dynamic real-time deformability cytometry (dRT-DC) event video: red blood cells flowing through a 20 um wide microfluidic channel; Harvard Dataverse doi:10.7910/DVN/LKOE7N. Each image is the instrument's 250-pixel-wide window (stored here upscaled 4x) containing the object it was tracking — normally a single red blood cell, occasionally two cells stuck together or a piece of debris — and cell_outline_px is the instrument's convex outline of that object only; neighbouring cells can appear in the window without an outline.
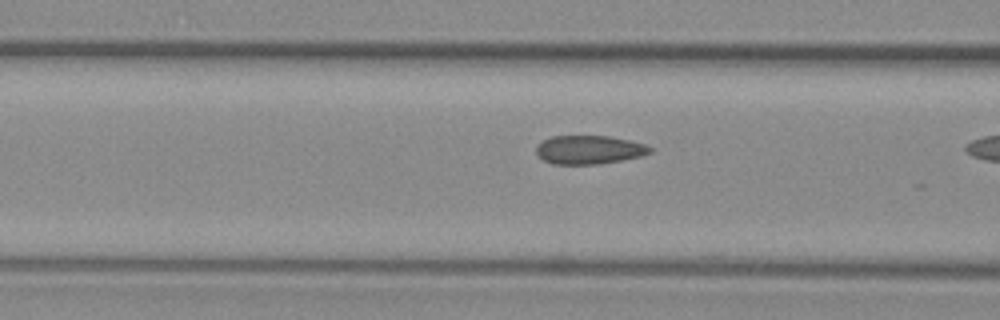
{"species": "common noctule bat (a hibernating species)", "species_latin": "Nyctalus noctula", "temperature_condition": "warm", "stored_images_in_passage": 11, "camera_frame_rate_fps": 3000, "um_per_image_px": 0.085, "animal": {"sex": "female", "body_mass_g": 29.2, "forearm_length_mm": 56.3}, "frame": {"image": 1, "passage_image": 10, "time_ms": 3.0, "image_size_px": [1000, 320], "cell_outline_px": [[652, 152], [640, 156], [620, 160], [596, 164], [552, 164], [544, 160], [536, 152], [536, 144], [552, 136], [608, 136], [628, 140], [644, 144], [652, 148]], "centroid_in_image_um": [50.05, 12.72], "position_along_channel_um": 116.6, "area_um2": 18.79}}